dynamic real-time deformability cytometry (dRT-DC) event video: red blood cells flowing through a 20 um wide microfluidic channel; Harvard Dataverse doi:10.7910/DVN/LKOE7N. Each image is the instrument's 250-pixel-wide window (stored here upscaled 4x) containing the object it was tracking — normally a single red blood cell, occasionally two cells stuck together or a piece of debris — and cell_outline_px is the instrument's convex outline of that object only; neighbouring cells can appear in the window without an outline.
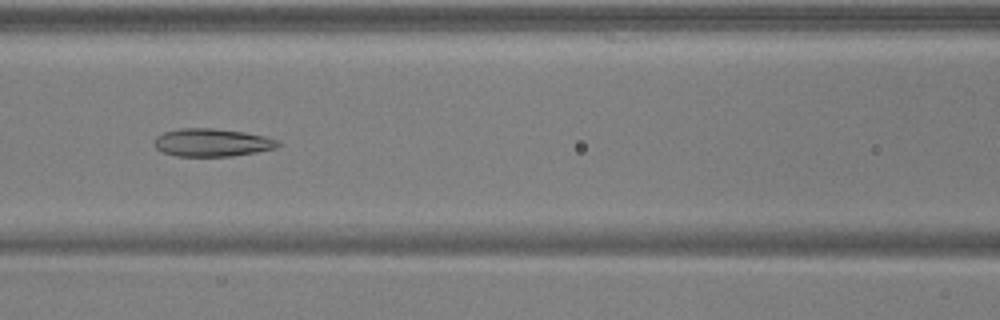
{"species": "common noctule bat (a hibernating species)", "species_latin": "Nyctalus noctula", "temperature_condition": "warm", "stored_images_in_passage": 50, "camera_frame_rate_fps": 3000, "um_per_image_px": 0.085, "animal": {"sex": "male", "body_mass_g": 17.9, "forearm_length_mm": 54.2}, "frame": {"image": 1, "passage_image": 22, "time_ms": 7.0, "image_size_px": [1000, 320], "cell_outline_px": [[284, 144], [276, 148], [256, 152], [232, 156], [176, 156], [160, 152], [152, 144], [152, 140], [156, 136], [164, 132], [180, 128], [212, 128], [244, 132], [264, 136], [276, 140]], "centroid_in_image_um": [17.98, 12.12], "position_along_channel_um": 148.6, "area_um2": 20.35}}
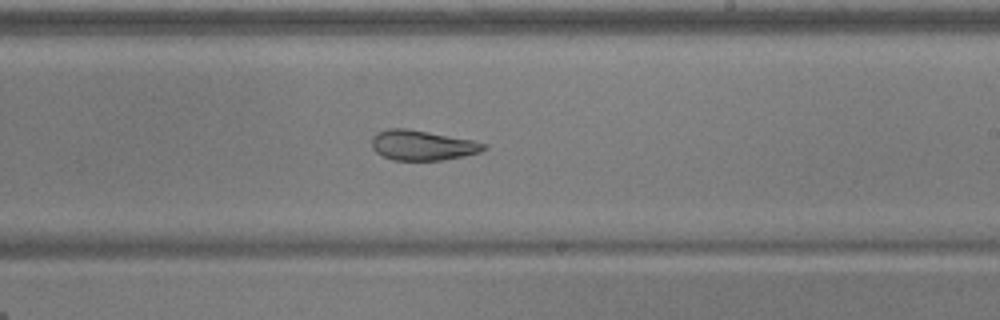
{"frame": {"image": 2, "passage_image": 30, "time_ms": 9.667, "image_size_px": [1000, 320], "cell_outline_px": [[488, 148], [480, 152], [464, 156], [440, 160], [392, 160], [376, 152], [372, 148], [372, 136], [376, 132], [388, 128], [404, 128], [428, 132], [472, 140], [488, 144]], "centroid_in_image_um": [35.89, 12.35], "position_along_channel_um": 253.1, "area_um2": 19.59}}
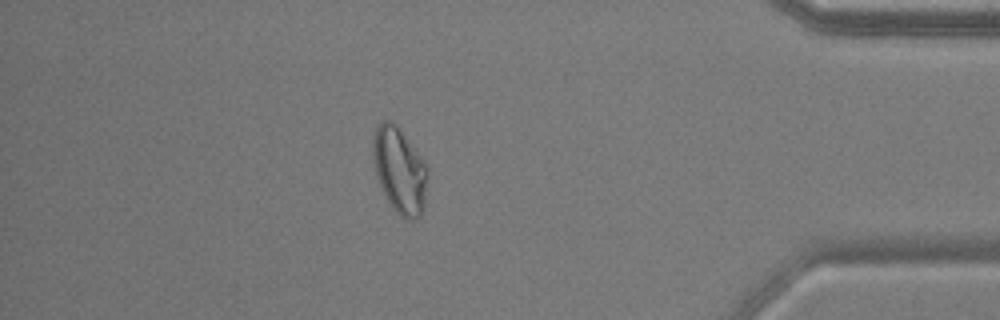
{"frame": {"image": 3, "passage_image": 44, "time_ms": 14.333, "image_size_px": [1000, 320], "cell_outline_px": [[428, 172], [424, 208], [420, 216], [412, 220], [404, 220], [392, 208], [380, 184], [376, 172], [372, 152], [372, 136], [380, 120], [392, 120], [396, 124], [424, 160], [428, 168]], "centroid_in_image_um": [33.97, 14.47], "position_along_channel_um": 401.2, "area_um2": 27.51}, "authors_computed_cell_mechanics": {"area_um2": 24.4205, "velocity_mm_per_s": 3.9284, "shape_relaxation_time_tau1_ms": null, "shape_relaxation_time_tau2_ms": 2.421, "deformation_change_tau1": null, "deformation_change_tau2": 0.0831}}